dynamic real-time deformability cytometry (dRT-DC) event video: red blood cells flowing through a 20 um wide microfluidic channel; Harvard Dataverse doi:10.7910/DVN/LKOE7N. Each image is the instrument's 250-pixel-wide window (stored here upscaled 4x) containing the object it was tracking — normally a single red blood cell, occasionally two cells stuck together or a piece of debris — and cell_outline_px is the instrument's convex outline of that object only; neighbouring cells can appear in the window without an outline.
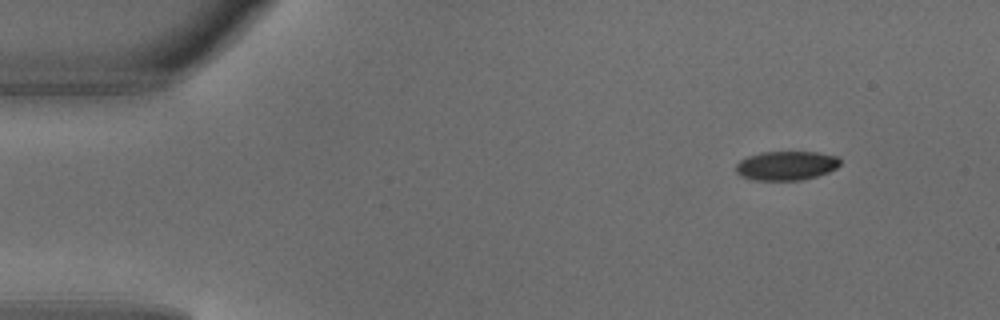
{"species": "common noctule bat (a hibernating species)", "species_latin": "Nyctalus noctula", "temperature_condition": "warm", "stored_images_in_passage": 4, "camera_frame_rate_fps": 3000, "um_per_image_px": 0.085, "animal": {"sex": "male", "body_mass_g": 18.8}, "frame": {"image": 1, "passage_image": 1, "time_ms": 0.0, "image_size_px": [1000, 320], "cell_outline_px": [[840, 164], [836, 168], [828, 172], [804, 180], [752, 180], [740, 176], [736, 172], [736, 164], [740, 160], [748, 156], [764, 152], [816, 152], [840, 156]], "centroid_in_image_um": [66.84, 14.08], "position_along_channel_um": 18.2, "area_um2": 17.8}}
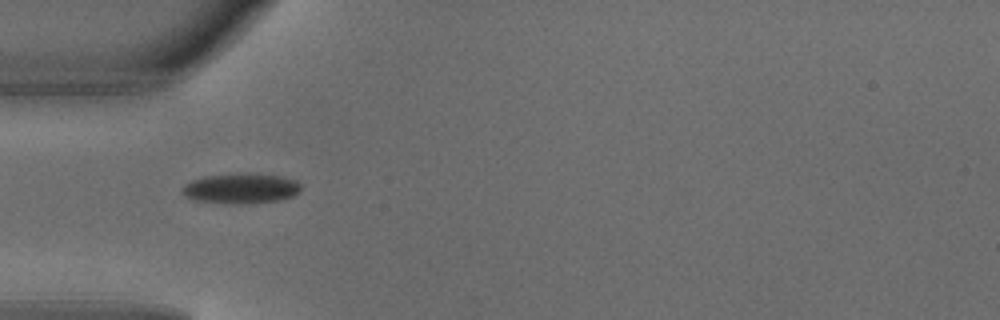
{"frame": {"image": 2, "passage_image": 4, "time_ms": 1.0, "image_size_px": [1000, 320], "cell_outline_px": [[300, 192], [292, 196], [276, 200], [244, 204], [224, 204], [192, 200], [184, 196], [180, 192], [184, 184], [192, 180], [204, 176], [280, 176], [296, 180], [300, 184]], "centroid_in_image_um": [20.4, 16.08], "position_along_channel_um": 64.6, "area_um2": 20.17}}